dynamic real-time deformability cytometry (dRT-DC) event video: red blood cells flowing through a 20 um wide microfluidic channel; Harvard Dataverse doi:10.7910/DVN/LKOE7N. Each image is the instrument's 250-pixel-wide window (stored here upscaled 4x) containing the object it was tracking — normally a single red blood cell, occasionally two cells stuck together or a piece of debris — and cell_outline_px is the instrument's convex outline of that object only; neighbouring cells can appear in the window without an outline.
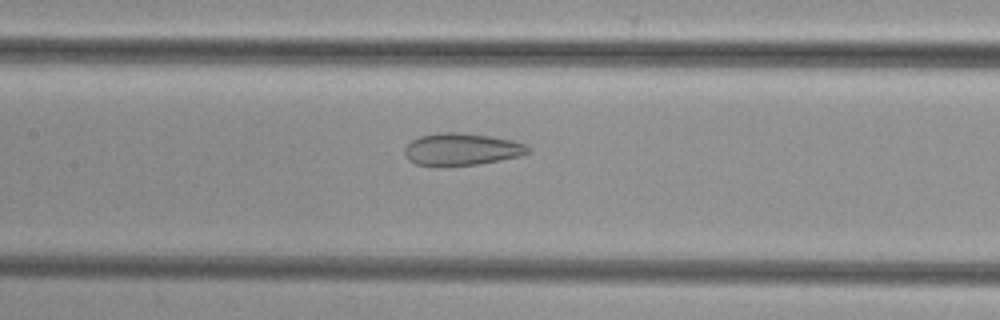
{"species": "common noctule bat (a hibernating species)", "species_latin": "Nyctalus noctula", "temperature_condition": "cold", "stored_images_in_passage": 39, "camera_frame_rate_fps": 3000, "um_per_image_px": 0.085, "animal": {"sex": "female", "body_mass_g": 29.2, "forearm_length_mm": 56.3}, "frame": {"image": 1, "passage_image": 12, "time_ms": 3.667, "image_size_px": [1000, 320], "cell_outline_px": [[528, 152], [520, 156], [500, 160], [476, 164], [440, 168], [416, 164], [408, 160], [404, 152], [404, 148], [412, 140], [420, 136], [436, 132], [460, 132], [492, 136], [516, 140], [524, 144], [528, 148]], "centroid_in_image_um": [39.19, 12.7], "position_along_channel_um": 168.2, "area_um2": 23.64}}
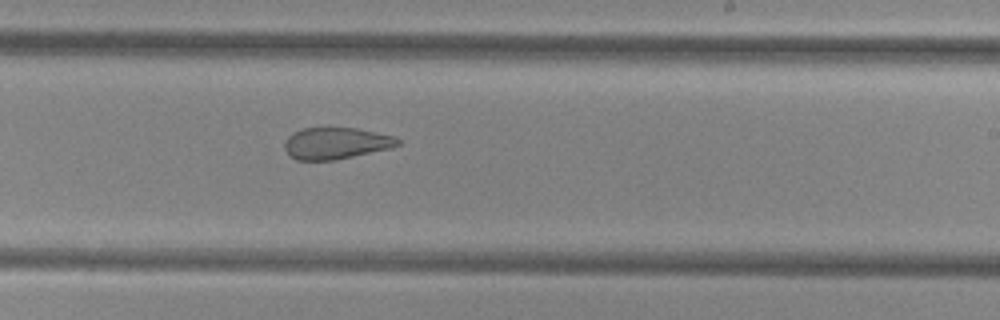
{"frame": {"image": 2, "passage_image": 19, "time_ms": 6.0, "image_size_px": [1000, 320], "cell_outline_px": [[400, 144], [392, 148], [336, 160], [296, 160], [288, 156], [284, 148], [284, 144], [288, 136], [292, 132], [304, 128], [356, 128], [396, 136], [400, 140]], "centroid_in_image_um": [28.56, 12.18], "position_along_channel_um": 260.4, "area_um2": 21.1}}
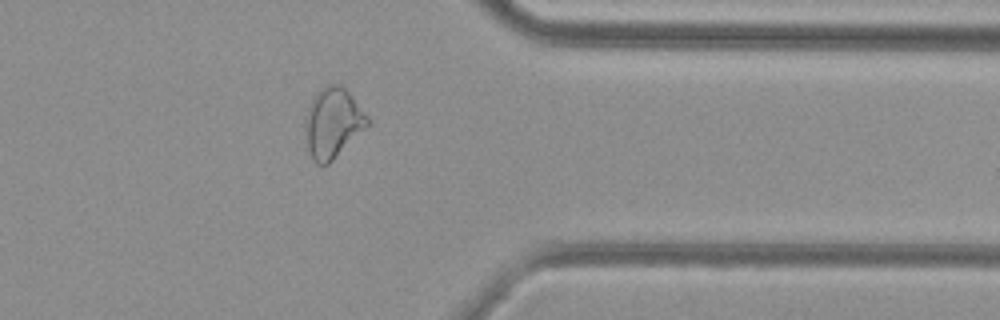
{"frame": {"image": 3, "passage_image": 29, "time_ms": 9.333, "image_size_px": [1000, 320], "cell_outline_px": [[368, 124], [328, 164], [316, 164], [312, 160], [308, 148], [304, 128], [304, 124], [308, 108], [316, 92], [324, 84], [340, 84], [352, 96], [368, 116]], "centroid_in_image_um": [28.25, 10.42], "position_along_channel_um": 383.2, "area_um2": 24.97}}